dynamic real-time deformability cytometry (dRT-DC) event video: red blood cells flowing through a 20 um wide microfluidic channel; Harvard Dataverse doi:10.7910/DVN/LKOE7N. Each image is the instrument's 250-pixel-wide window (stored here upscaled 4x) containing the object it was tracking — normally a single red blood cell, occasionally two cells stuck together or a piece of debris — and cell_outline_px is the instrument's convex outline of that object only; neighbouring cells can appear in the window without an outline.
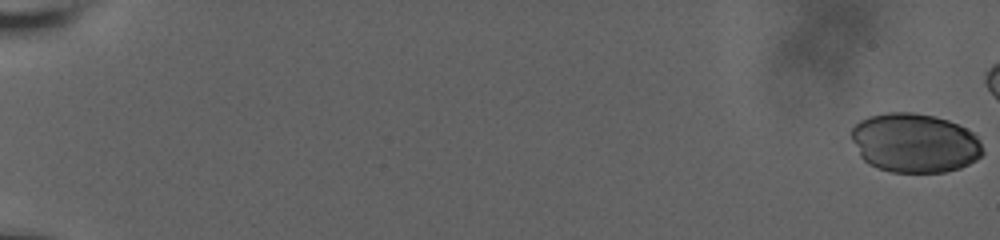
{"species": "human", "species_latin": "Homo sapiens", "temperature_condition": "room temperature", "stored_images_in_passage": 75, "camera_frame_rate_fps": 3000, "um_per_image_px": 0.085, "donor": {"sex": "male"}, "frame": {"image": 1, "passage_image": 1, "time_ms": 0.0, "image_size_px": [1000, 240], "cell_outline_px": [[984, 152], [976, 160], [960, 168], [944, 172], [892, 172], [868, 164], [860, 156], [852, 140], [852, 128], [860, 120], [868, 116], [888, 112], [912, 112], [936, 116], [948, 120], [972, 132], [980, 140]], "centroid_in_image_um": [77.75, 12.14], "position_along_channel_um": 7.3, "area_um2": 45.37}}
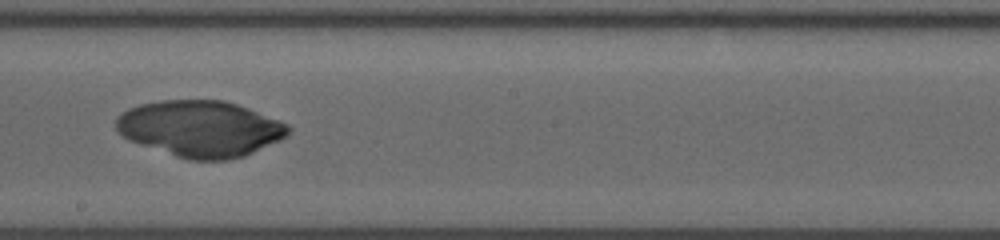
{"frame": {"image": 2, "passage_image": 45, "time_ms": 12.0, "image_size_px": [1000, 240], "cell_outline_px": [[292, 128], [288, 136], [280, 140], [244, 156], [228, 160], [188, 160], [128, 140], [116, 128], [116, 116], [128, 108], [140, 104], [160, 100], [224, 100], [248, 108], [280, 120], [288, 124]], "centroid_in_image_um": [17.04, 10.93], "position_along_channel_um": 231.2, "area_um2": 56.47}}
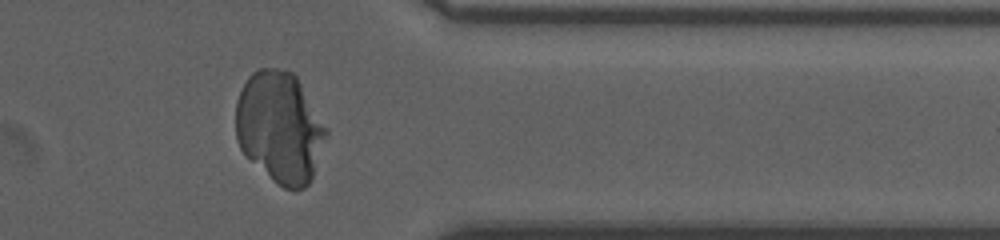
{"frame": {"image": 3, "passage_image": 66, "time_ms": 16.333, "image_size_px": [1000, 240], "cell_outline_px": [[328, 132], [312, 180], [304, 188], [284, 188], [276, 184], [240, 148], [236, 140], [236, 100], [248, 76], [252, 72], [260, 68], [276, 68], [292, 72], [296, 76], [328, 128]], "centroid_in_image_um": [23.79, 10.81], "position_along_channel_um": 387.6, "area_um2": 58.44}}